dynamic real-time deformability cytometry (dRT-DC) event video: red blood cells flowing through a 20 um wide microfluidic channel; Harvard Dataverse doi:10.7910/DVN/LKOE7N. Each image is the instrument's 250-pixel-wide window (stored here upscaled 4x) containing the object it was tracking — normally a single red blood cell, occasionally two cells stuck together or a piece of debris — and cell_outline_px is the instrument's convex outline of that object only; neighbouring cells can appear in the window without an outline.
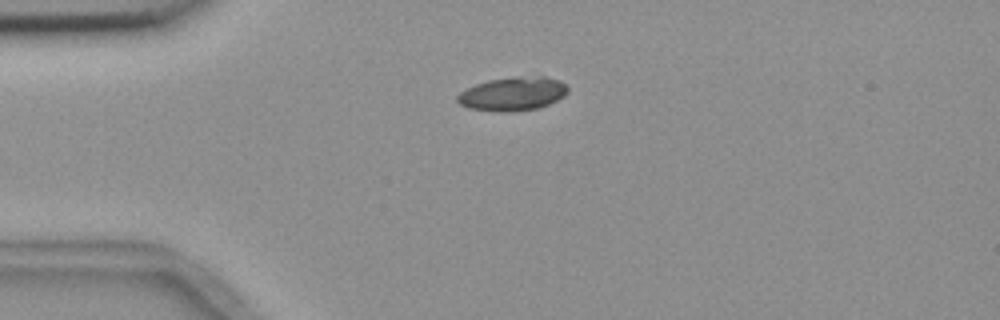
{"species": "common noctule bat (a hibernating species)", "species_latin": "Nyctalus noctula", "temperature_condition": "room temperature", "stored_images_in_passage": 5, "camera_frame_rate_fps": 3000, "um_per_image_px": 0.085, "animal": {"sex": "female", "body_mass_g": 18.4}, "frame": {"image": 1, "passage_image": 5, "time_ms": 4.667, "image_size_px": [1000, 320], "cell_outline_px": [[568, 92], [564, 96], [548, 104], [536, 108], [512, 112], [496, 112], [468, 108], [460, 104], [456, 100], [456, 96], [460, 92], [476, 84], [488, 80], [540, 76], [544, 76], [560, 80], [568, 88]], "centroid_in_image_um": [43.57, 8.0], "position_along_channel_um": 41.4, "area_um2": 21.44}}